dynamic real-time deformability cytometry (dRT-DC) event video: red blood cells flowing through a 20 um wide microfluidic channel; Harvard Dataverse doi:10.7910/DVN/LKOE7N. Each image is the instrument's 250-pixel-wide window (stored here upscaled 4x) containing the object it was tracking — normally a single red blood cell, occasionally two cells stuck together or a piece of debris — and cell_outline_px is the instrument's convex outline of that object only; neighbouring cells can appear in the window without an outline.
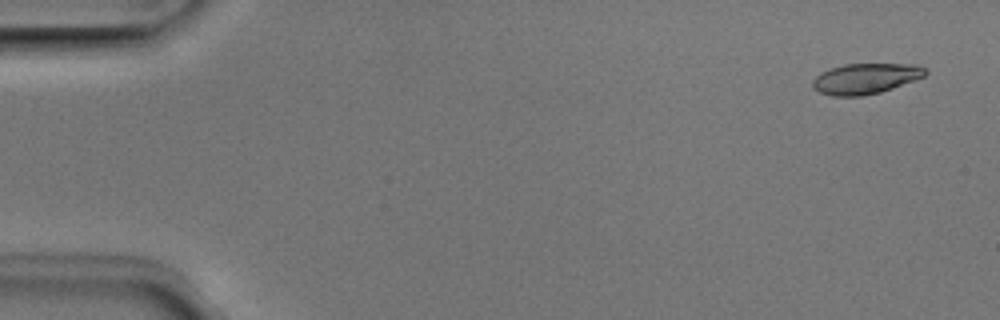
{"species": "Egyptian fruit bat (a non-hibernating species)", "species_latin": "Rousettus aegyptiacus", "temperature_condition": "room temperature", "stored_images_in_passage": 52, "camera_frame_rate_fps": 3000, "um_per_image_px": 0.085, "animal": {"sex": "male"}, "frame": {"image": 1, "passage_image": 3, "time_ms": 0.667, "image_size_px": [1000, 320], "cell_outline_px": [[928, 72], [924, 76], [916, 80], [880, 92], [860, 96], [832, 96], [820, 92], [812, 88], [812, 80], [820, 72], [844, 64], [916, 64], [924, 68]], "centroid_in_image_um": [73.56, 6.68], "position_along_channel_um": 11.4, "area_um2": 20.06}}
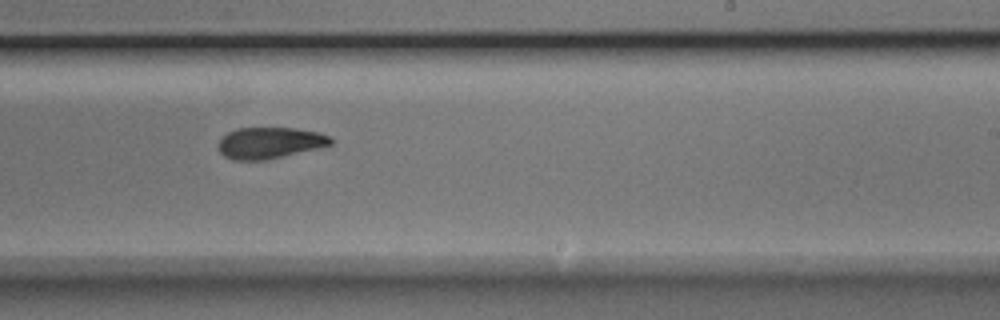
{"frame": {"image": 2, "passage_image": 32, "time_ms": 10.333, "image_size_px": [1000, 320], "cell_outline_px": [[332, 144], [316, 148], [264, 160], [232, 160], [224, 156], [220, 152], [220, 136], [236, 128], [296, 128], [320, 132], [332, 136]], "centroid_in_image_um": [22.92, 12.13], "position_along_channel_um": 266.1, "area_um2": 20.4}}
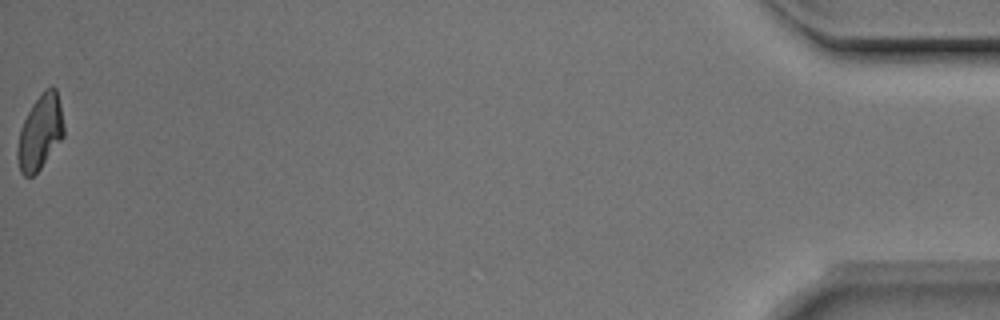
{"frame": {"image": 3, "passage_image": 52, "time_ms": 17.0, "image_size_px": [1000, 320], "cell_outline_px": [[64, 136], [40, 168], [32, 176], [24, 176], [20, 172], [16, 156], [16, 148], [20, 128], [32, 104], [44, 88], [52, 84], [56, 88], [60, 104], [64, 128]], "centroid_in_image_um": [3.39, 11.21], "position_along_channel_um": 431.8, "area_um2": 20.29}, "authors_computed_cell_mechanics": {"area_um2": 21.0103, "velocity_mm_per_s": 3.9661, "shape_relaxation_time_tau1_ms": 3.9972, "shape_relaxation_time_tau2_ms": 3.4531, "deformation_change_tau1": 0.1295, "deformation_change_tau2": 0.0977}}